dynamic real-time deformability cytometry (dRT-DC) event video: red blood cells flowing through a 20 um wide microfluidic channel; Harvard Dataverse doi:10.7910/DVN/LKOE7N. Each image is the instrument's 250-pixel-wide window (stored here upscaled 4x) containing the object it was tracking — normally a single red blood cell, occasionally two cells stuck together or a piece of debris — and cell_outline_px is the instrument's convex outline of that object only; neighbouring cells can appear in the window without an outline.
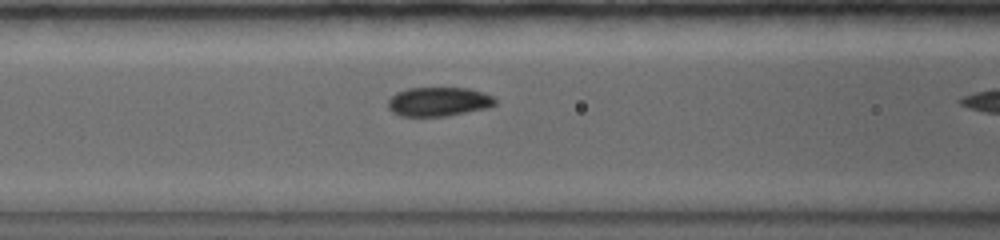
{"species": "common noctule bat (a hibernating species)", "species_latin": "Nyctalus noctula", "temperature_condition": "warm", "stored_images_in_passage": 10, "camera_frame_rate_fps": 5000, "um_per_image_px": 0.085, "animal": {"sex": "female", "body_mass_g": 19.0, "forearm_length_mm": 56.7}, "frame": {"image": 1, "passage_image": 9, "time_ms": 3.6, "image_size_px": [1000, 240], "cell_outline_px": [[496, 104], [488, 108], [448, 116], [400, 116], [392, 112], [388, 108], [388, 100], [396, 92], [408, 88], [468, 88], [484, 92], [492, 96], [496, 100]], "centroid_in_image_um": [37.29, 8.64], "position_along_channel_um": 129.3, "area_um2": 18.32}}